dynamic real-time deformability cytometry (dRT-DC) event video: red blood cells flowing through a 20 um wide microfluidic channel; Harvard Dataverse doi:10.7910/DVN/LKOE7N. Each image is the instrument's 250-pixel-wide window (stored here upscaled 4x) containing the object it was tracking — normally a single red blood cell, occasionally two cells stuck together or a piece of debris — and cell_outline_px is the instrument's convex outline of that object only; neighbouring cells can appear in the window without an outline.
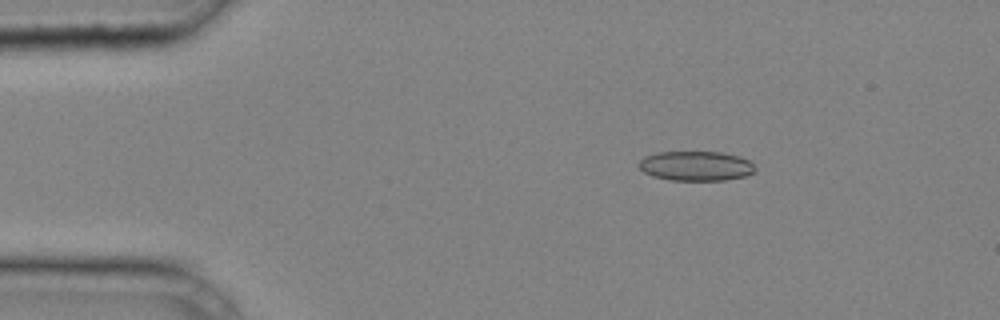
{"species": "common noctule bat (a hibernating species)", "species_latin": "Nyctalus noctula", "temperature_condition": "cold", "stored_images_in_passage": 39, "camera_frame_rate_fps": 3000, "um_per_image_px": 0.085, "animal": {"sex": "male", "body_mass_g": 20.4}, "frame": {"image": 1, "passage_image": 5, "time_ms": 1.333, "image_size_px": [1000, 320], "cell_outline_px": [[756, 172], [744, 176], [724, 180], [668, 180], [652, 176], [644, 172], [640, 168], [640, 160], [644, 156], [656, 152], [724, 152], [740, 156], [748, 160], [756, 168]], "centroid_in_image_um": [59.16, 14.1], "position_along_channel_um": 25.8, "area_um2": 20.17}}
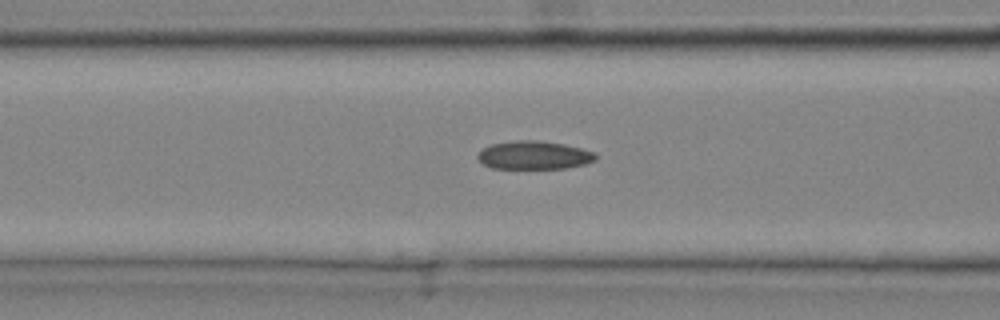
{"frame": {"image": 2, "passage_image": 15, "time_ms": 4.667, "image_size_px": [1000, 320], "cell_outline_px": [[596, 160], [588, 164], [564, 168], [492, 168], [484, 164], [476, 156], [484, 148], [492, 144], [516, 140], [536, 140], [564, 144], [596, 152]], "centroid_in_image_um": [45.44, 13.19], "position_along_channel_um": 121.2, "area_um2": 19.36}}
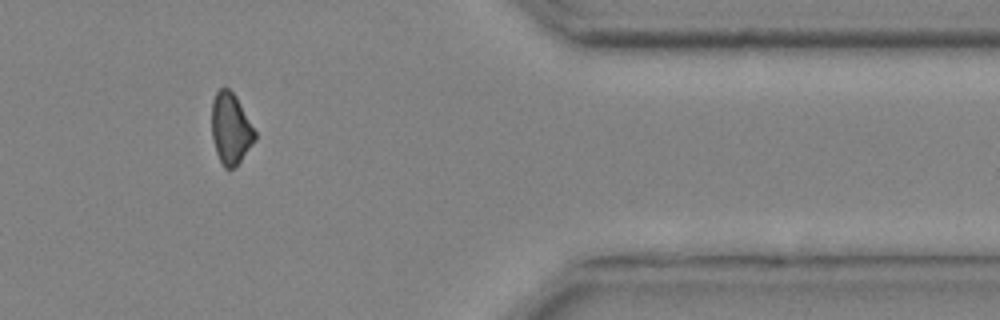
{"frame": {"image": 3, "passage_image": 34, "time_ms": 11.0, "image_size_px": [1000, 320], "cell_outline_px": [[256, 140], [240, 160], [232, 168], [224, 168], [216, 152], [212, 140], [212, 100], [216, 92], [220, 88], [228, 88], [236, 96], [256, 132]], "centroid_in_image_um": [19.6, 10.91], "position_along_channel_um": 391.8, "area_um2": 17.74}}